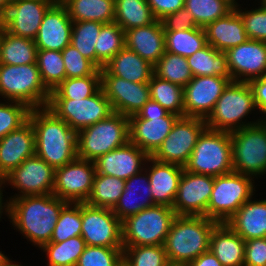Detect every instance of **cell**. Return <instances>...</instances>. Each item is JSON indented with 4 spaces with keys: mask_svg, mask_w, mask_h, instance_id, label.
Segmentation results:
<instances>
[{
    "mask_svg": "<svg viewBox=\"0 0 266 266\" xmlns=\"http://www.w3.org/2000/svg\"><path fill=\"white\" fill-rule=\"evenodd\" d=\"M4 180L20 190L15 197L52 194L55 169L36 154L28 157L20 166L11 170Z\"/></svg>",
    "mask_w": 266,
    "mask_h": 266,
    "instance_id": "obj_15",
    "label": "cell"
},
{
    "mask_svg": "<svg viewBox=\"0 0 266 266\" xmlns=\"http://www.w3.org/2000/svg\"><path fill=\"white\" fill-rule=\"evenodd\" d=\"M95 173L93 161L77 157L55 169L52 194L69 203H85L90 196Z\"/></svg>",
    "mask_w": 266,
    "mask_h": 266,
    "instance_id": "obj_14",
    "label": "cell"
},
{
    "mask_svg": "<svg viewBox=\"0 0 266 266\" xmlns=\"http://www.w3.org/2000/svg\"><path fill=\"white\" fill-rule=\"evenodd\" d=\"M35 155V131L28 119L23 125L0 139V177Z\"/></svg>",
    "mask_w": 266,
    "mask_h": 266,
    "instance_id": "obj_24",
    "label": "cell"
},
{
    "mask_svg": "<svg viewBox=\"0 0 266 266\" xmlns=\"http://www.w3.org/2000/svg\"><path fill=\"white\" fill-rule=\"evenodd\" d=\"M38 48L34 40L18 37L0 25V64L26 65L36 63Z\"/></svg>",
    "mask_w": 266,
    "mask_h": 266,
    "instance_id": "obj_32",
    "label": "cell"
},
{
    "mask_svg": "<svg viewBox=\"0 0 266 266\" xmlns=\"http://www.w3.org/2000/svg\"><path fill=\"white\" fill-rule=\"evenodd\" d=\"M86 246L81 236H75L60 243H46L41 250L47 254L48 266H76Z\"/></svg>",
    "mask_w": 266,
    "mask_h": 266,
    "instance_id": "obj_41",
    "label": "cell"
},
{
    "mask_svg": "<svg viewBox=\"0 0 266 266\" xmlns=\"http://www.w3.org/2000/svg\"><path fill=\"white\" fill-rule=\"evenodd\" d=\"M101 88L100 69L86 77L65 78L51 91L50 99H83L94 95Z\"/></svg>",
    "mask_w": 266,
    "mask_h": 266,
    "instance_id": "obj_40",
    "label": "cell"
},
{
    "mask_svg": "<svg viewBox=\"0 0 266 266\" xmlns=\"http://www.w3.org/2000/svg\"><path fill=\"white\" fill-rule=\"evenodd\" d=\"M165 266H187V265L186 264H182V263L168 262Z\"/></svg>",
    "mask_w": 266,
    "mask_h": 266,
    "instance_id": "obj_62",
    "label": "cell"
},
{
    "mask_svg": "<svg viewBox=\"0 0 266 266\" xmlns=\"http://www.w3.org/2000/svg\"><path fill=\"white\" fill-rule=\"evenodd\" d=\"M233 81L247 82L266 76V42L247 39L226 51ZM244 77V78H243Z\"/></svg>",
    "mask_w": 266,
    "mask_h": 266,
    "instance_id": "obj_20",
    "label": "cell"
},
{
    "mask_svg": "<svg viewBox=\"0 0 266 266\" xmlns=\"http://www.w3.org/2000/svg\"><path fill=\"white\" fill-rule=\"evenodd\" d=\"M72 25L66 7L56 1L45 13L34 39L38 50L62 51L70 44Z\"/></svg>",
    "mask_w": 266,
    "mask_h": 266,
    "instance_id": "obj_23",
    "label": "cell"
},
{
    "mask_svg": "<svg viewBox=\"0 0 266 266\" xmlns=\"http://www.w3.org/2000/svg\"><path fill=\"white\" fill-rule=\"evenodd\" d=\"M124 47L125 31L116 22L103 24L95 44L96 66L102 69Z\"/></svg>",
    "mask_w": 266,
    "mask_h": 266,
    "instance_id": "obj_39",
    "label": "cell"
},
{
    "mask_svg": "<svg viewBox=\"0 0 266 266\" xmlns=\"http://www.w3.org/2000/svg\"><path fill=\"white\" fill-rule=\"evenodd\" d=\"M168 262L163 245L123 247V266H165Z\"/></svg>",
    "mask_w": 266,
    "mask_h": 266,
    "instance_id": "obj_47",
    "label": "cell"
},
{
    "mask_svg": "<svg viewBox=\"0 0 266 266\" xmlns=\"http://www.w3.org/2000/svg\"><path fill=\"white\" fill-rule=\"evenodd\" d=\"M72 21L112 23L115 19L114 0H60Z\"/></svg>",
    "mask_w": 266,
    "mask_h": 266,
    "instance_id": "obj_33",
    "label": "cell"
},
{
    "mask_svg": "<svg viewBox=\"0 0 266 266\" xmlns=\"http://www.w3.org/2000/svg\"><path fill=\"white\" fill-rule=\"evenodd\" d=\"M180 116L129 117V141L152 156Z\"/></svg>",
    "mask_w": 266,
    "mask_h": 266,
    "instance_id": "obj_21",
    "label": "cell"
},
{
    "mask_svg": "<svg viewBox=\"0 0 266 266\" xmlns=\"http://www.w3.org/2000/svg\"><path fill=\"white\" fill-rule=\"evenodd\" d=\"M5 180H4V177H0V218H1V215H2V213L4 212L3 210H4V208H5V213H7V216L8 215H10V201L8 202V201H6L7 203H3V199H2V197H3V189H2V185L4 184L5 185ZM4 206H3V205Z\"/></svg>",
    "mask_w": 266,
    "mask_h": 266,
    "instance_id": "obj_58",
    "label": "cell"
},
{
    "mask_svg": "<svg viewBox=\"0 0 266 266\" xmlns=\"http://www.w3.org/2000/svg\"><path fill=\"white\" fill-rule=\"evenodd\" d=\"M187 266H223L219 260L215 257L212 251H208L201 254L196 259L192 260Z\"/></svg>",
    "mask_w": 266,
    "mask_h": 266,
    "instance_id": "obj_57",
    "label": "cell"
},
{
    "mask_svg": "<svg viewBox=\"0 0 266 266\" xmlns=\"http://www.w3.org/2000/svg\"><path fill=\"white\" fill-rule=\"evenodd\" d=\"M81 228V203L68 202L60 212L50 242L60 243L71 237L81 236Z\"/></svg>",
    "mask_w": 266,
    "mask_h": 266,
    "instance_id": "obj_46",
    "label": "cell"
},
{
    "mask_svg": "<svg viewBox=\"0 0 266 266\" xmlns=\"http://www.w3.org/2000/svg\"><path fill=\"white\" fill-rule=\"evenodd\" d=\"M154 74L183 88L193 78L187 59L167 51L154 65Z\"/></svg>",
    "mask_w": 266,
    "mask_h": 266,
    "instance_id": "obj_43",
    "label": "cell"
},
{
    "mask_svg": "<svg viewBox=\"0 0 266 266\" xmlns=\"http://www.w3.org/2000/svg\"><path fill=\"white\" fill-rule=\"evenodd\" d=\"M164 30H187L197 28L193 14L185 7L167 15L161 20Z\"/></svg>",
    "mask_w": 266,
    "mask_h": 266,
    "instance_id": "obj_53",
    "label": "cell"
},
{
    "mask_svg": "<svg viewBox=\"0 0 266 266\" xmlns=\"http://www.w3.org/2000/svg\"><path fill=\"white\" fill-rule=\"evenodd\" d=\"M169 113L158 102L149 99L144 106L135 114L130 117H155L166 116Z\"/></svg>",
    "mask_w": 266,
    "mask_h": 266,
    "instance_id": "obj_56",
    "label": "cell"
},
{
    "mask_svg": "<svg viewBox=\"0 0 266 266\" xmlns=\"http://www.w3.org/2000/svg\"><path fill=\"white\" fill-rule=\"evenodd\" d=\"M219 222L205 216L177 215L164 242L169 262L188 264L210 249V237Z\"/></svg>",
    "mask_w": 266,
    "mask_h": 266,
    "instance_id": "obj_3",
    "label": "cell"
},
{
    "mask_svg": "<svg viewBox=\"0 0 266 266\" xmlns=\"http://www.w3.org/2000/svg\"><path fill=\"white\" fill-rule=\"evenodd\" d=\"M254 177L238 172L214 177L206 217L219 223H226L248 200L253 199Z\"/></svg>",
    "mask_w": 266,
    "mask_h": 266,
    "instance_id": "obj_9",
    "label": "cell"
},
{
    "mask_svg": "<svg viewBox=\"0 0 266 266\" xmlns=\"http://www.w3.org/2000/svg\"><path fill=\"white\" fill-rule=\"evenodd\" d=\"M12 225L41 248L49 243L62 208L68 203L53 194L9 199Z\"/></svg>",
    "mask_w": 266,
    "mask_h": 266,
    "instance_id": "obj_1",
    "label": "cell"
},
{
    "mask_svg": "<svg viewBox=\"0 0 266 266\" xmlns=\"http://www.w3.org/2000/svg\"><path fill=\"white\" fill-rule=\"evenodd\" d=\"M186 59L193 77L209 75L232 78L226 52L218 51L209 44Z\"/></svg>",
    "mask_w": 266,
    "mask_h": 266,
    "instance_id": "obj_34",
    "label": "cell"
},
{
    "mask_svg": "<svg viewBox=\"0 0 266 266\" xmlns=\"http://www.w3.org/2000/svg\"><path fill=\"white\" fill-rule=\"evenodd\" d=\"M129 141V117L112 113L101 120L77 132V157L95 161Z\"/></svg>",
    "mask_w": 266,
    "mask_h": 266,
    "instance_id": "obj_6",
    "label": "cell"
},
{
    "mask_svg": "<svg viewBox=\"0 0 266 266\" xmlns=\"http://www.w3.org/2000/svg\"><path fill=\"white\" fill-rule=\"evenodd\" d=\"M101 88L113 112L135 115L150 99L148 83H135L112 74H101Z\"/></svg>",
    "mask_w": 266,
    "mask_h": 266,
    "instance_id": "obj_19",
    "label": "cell"
},
{
    "mask_svg": "<svg viewBox=\"0 0 266 266\" xmlns=\"http://www.w3.org/2000/svg\"><path fill=\"white\" fill-rule=\"evenodd\" d=\"M214 177L182 172L172 209L176 215L205 216L213 190Z\"/></svg>",
    "mask_w": 266,
    "mask_h": 266,
    "instance_id": "obj_18",
    "label": "cell"
},
{
    "mask_svg": "<svg viewBox=\"0 0 266 266\" xmlns=\"http://www.w3.org/2000/svg\"><path fill=\"white\" fill-rule=\"evenodd\" d=\"M260 4H266V0H260Z\"/></svg>",
    "mask_w": 266,
    "mask_h": 266,
    "instance_id": "obj_64",
    "label": "cell"
},
{
    "mask_svg": "<svg viewBox=\"0 0 266 266\" xmlns=\"http://www.w3.org/2000/svg\"><path fill=\"white\" fill-rule=\"evenodd\" d=\"M184 169L212 177L232 172L230 132L206 128L200 135Z\"/></svg>",
    "mask_w": 266,
    "mask_h": 266,
    "instance_id": "obj_5",
    "label": "cell"
},
{
    "mask_svg": "<svg viewBox=\"0 0 266 266\" xmlns=\"http://www.w3.org/2000/svg\"><path fill=\"white\" fill-rule=\"evenodd\" d=\"M255 109L257 108L254 94L249 83L231 81L217 100L212 113L205 120L207 128L232 132L256 124L261 120L242 122V119Z\"/></svg>",
    "mask_w": 266,
    "mask_h": 266,
    "instance_id": "obj_7",
    "label": "cell"
},
{
    "mask_svg": "<svg viewBox=\"0 0 266 266\" xmlns=\"http://www.w3.org/2000/svg\"><path fill=\"white\" fill-rule=\"evenodd\" d=\"M204 30L207 44L221 52H226L248 39L243 20L235 8L226 16L208 24Z\"/></svg>",
    "mask_w": 266,
    "mask_h": 266,
    "instance_id": "obj_28",
    "label": "cell"
},
{
    "mask_svg": "<svg viewBox=\"0 0 266 266\" xmlns=\"http://www.w3.org/2000/svg\"><path fill=\"white\" fill-rule=\"evenodd\" d=\"M210 250L223 266H243L245 240L227 223H218L210 237Z\"/></svg>",
    "mask_w": 266,
    "mask_h": 266,
    "instance_id": "obj_30",
    "label": "cell"
},
{
    "mask_svg": "<svg viewBox=\"0 0 266 266\" xmlns=\"http://www.w3.org/2000/svg\"><path fill=\"white\" fill-rule=\"evenodd\" d=\"M164 36L165 50L185 58L207 45L205 30L201 27L178 31L164 30Z\"/></svg>",
    "mask_w": 266,
    "mask_h": 266,
    "instance_id": "obj_37",
    "label": "cell"
},
{
    "mask_svg": "<svg viewBox=\"0 0 266 266\" xmlns=\"http://www.w3.org/2000/svg\"><path fill=\"white\" fill-rule=\"evenodd\" d=\"M207 128L205 119L179 117L162 145L151 156L156 161L185 166L202 132Z\"/></svg>",
    "mask_w": 266,
    "mask_h": 266,
    "instance_id": "obj_12",
    "label": "cell"
},
{
    "mask_svg": "<svg viewBox=\"0 0 266 266\" xmlns=\"http://www.w3.org/2000/svg\"><path fill=\"white\" fill-rule=\"evenodd\" d=\"M147 3L154 17L159 21L185 7V0H147Z\"/></svg>",
    "mask_w": 266,
    "mask_h": 266,
    "instance_id": "obj_54",
    "label": "cell"
},
{
    "mask_svg": "<svg viewBox=\"0 0 266 266\" xmlns=\"http://www.w3.org/2000/svg\"><path fill=\"white\" fill-rule=\"evenodd\" d=\"M36 63L42 81L50 91L66 78L61 51L38 50Z\"/></svg>",
    "mask_w": 266,
    "mask_h": 266,
    "instance_id": "obj_45",
    "label": "cell"
},
{
    "mask_svg": "<svg viewBox=\"0 0 266 266\" xmlns=\"http://www.w3.org/2000/svg\"><path fill=\"white\" fill-rule=\"evenodd\" d=\"M56 0H13L0 25L10 34L34 40L47 10Z\"/></svg>",
    "mask_w": 266,
    "mask_h": 266,
    "instance_id": "obj_17",
    "label": "cell"
},
{
    "mask_svg": "<svg viewBox=\"0 0 266 266\" xmlns=\"http://www.w3.org/2000/svg\"><path fill=\"white\" fill-rule=\"evenodd\" d=\"M47 108L76 132L107 119L114 113L102 88L88 98L49 99Z\"/></svg>",
    "mask_w": 266,
    "mask_h": 266,
    "instance_id": "obj_11",
    "label": "cell"
},
{
    "mask_svg": "<svg viewBox=\"0 0 266 266\" xmlns=\"http://www.w3.org/2000/svg\"><path fill=\"white\" fill-rule=\"evenodd\" d=\"M235 3V0H185V8L193 14L197 26L205 28L231 12Z\"/></svg>",
    "mask_w": 266,
    "mask_h": 266,
    "instance_id": "obj_42",
    "label": "cell"
},
{
    "mask_svg": "<svg viewBox=\"0 0 266 266\" xmlns=\"http://www.w3.org/2000/svg\"><path fill=\"white\" fill-rule=\"evenodd\" d=\"M149 157L146 152L128 141L125 145L101 155L93 162L96 173L127 180L144 171L143 163L147 162Z\"/></svg>",
    "mask_w": 266,
    "mask_h": 266,
    "instance_id": "obj_22",
    "label": "cell"
},
{
    "mask_svg": "<svg viewBox=\"0 0 266 266\" xmlns=\"http://www.w3.org/2000/svg\"><path fill=\"white\" fill-rule=\"evenodd\" d=\"M100 71L131 82L148 83L154 74V66L125 46Z\"/></svg>",
    "mask_w": 266,
    "mask_h": 266,
    "instance_id": "obj_29",
    "label": "cell"
},
{
    "mask_svg": "<svg viewBox=\"0 0 266 266\" xmlns=\"http://www.w3.org/2000/svg\"><path fill=\"white\" fill-rule=\"evenodd\" d=\"M238 5L239 4L236 2L234 8L238 11L243 20L248 39L266 42V4H261V6L257 9L255 8V10H245V12L239 9L241 7Z\"/></svg>",
    "mask_w": 266,
    "mask_h": 266,
    "instance_id": "obj_51",
    "label": "cell"
},
{
    "mask_svg": "<svg viewBox=\"0 0 266 266\" xmlns=\"http://www.w3.org/2000/svg\"><path fill=\"white\" fill-rule=\"evenodd\" d=\"M125 189V180L95 173L92 190L86 204L113 209Z\"/></svg>",
    "mask_w": 266,
    "mask_h": 266,
    "instance_id": "obj_36",
    "label": "cell"
},
{
    "mask_svg": "<svg viewBox=\"0 0 266 266\" xmlns=\"http://www.w3.org/2000/svg\"><path fill=\"white\" fill-rule=\"evenodd\" d=\"M249 85L254 94L256 108L266 114V76L251 80Z\"/></svg>",
    "mask_w": 266,
    "mask_h": 266,
    "instance_id": "obj_55",
    "label": "cell"
},
{
    "mask_svg": "<svg viewBox=\"0 0 266 266\" xmlns=\"http://www.w3.org/2000/svg\"><path fill=\"white\" fill-rule=\"evenodd\" d=\"M125 46L154 66L166 51L162 22L126 30Z\"/></svg>",
    "mask_w": 266,
    "mask_h": 266,
    "instance_id": "obj_26",
    "label": "cell"
},
{
    "mask_svg": "<svg viewBox=\"0 0 266 266\" xmlns=\"http://www.w3.org/2000/svg\"><path fill=\"white\" fill-rule=\"evenodd\" d=\"M176 213L171 207L153 205L122 221L123 247L164 245Z\"/></svg>",
    "mask_w": 266,
    "mask_h": 266,
    "instance_id": "obj_8",
    "label": "cell"
},
{
    "mask_svg": "<svg viewBox=\"0 0 266 266\" xmlns=\"http://www.w3.org/2000/svg\"><path fill=\"white\" fill-rule=\"evenodd\" d=\"M13 0H0V19L6 14Z\"/></svg>",
    "mask_w": 266,
    "mask_h": 266,
    "instance_id": "obj_59",
    "label": "cell"
},
{
    "mask_svg": "<svg viewBox=\"0 0 266 266\" xmlns=\"http://www.w3.org/2000/svg\"><path fill=\"white\" fill-rule=\"evenodd\" d=\"M35 154L54 169L77 158V132L47 107L31 109Z\"/></svg>",
    "mask_w": 266,
    "mask_h": 266,
    "instance_id": "obj_2",
    "label": "cell"
},
{
    "mask_svg": "<svg viewBox=\"0 0 266 266\" xmlns=\"http://www.w3.org/2000/svg\"><path fill=\"white\" fill-rule=\"evenodd\" d=\"M232 78L196 76L183 88L184 116L207 119Z\"/></svg>",
    "mask_w": 266,
    "mask_h": 266,
    "instance_id": "obj_16",
    "label": "cell"
},
{
    "mask_svg": "<svg viewBox=\"0 0 266 266\" xmlns=\"http://www.w3.org/2000/svg\"><path fill=\"white\" fill-rule=\"evenodd\" d=\"M51 91L42 81L37 63L0 64V96L26 104L30 109L48 106Z\"/></svg>",
    "mask_w": 266,
    "mask_h": 266,
    "instance_id": "obj_4",
    "label": "cell"
},
{
    "mask_svg": "<svg viewBox=\"0 0 266 266\" xmlns=\"http://www.w3.org/2000/svg\"><path fill=\"white\" fill-rule=\"evenodd\" d=\"M146 169L144 168V174H142L143 171H140L125 180V189L116 206L112 209L121 221L139 213L145 208L155 205L151 196V185ZM140 198L143 199L140 200Z\"/></svg>",
    "mask_w": 266,
    "mask_h": 266,
    "instance_id": "obj_27",
    "label": "cell"
},
{
    "mask_svg": "<svg viewBox=\"0 0 266 266\" xmlns=\"http://www.w3.org/2000/svg\"><path fill=\"white\" fill-rule=\"evenodd\" d=\"M9 258L0 251V266H2Z\"/></svg>",
    "mask_w": 266,
    "mask_h": 266,
    "instance_id": "obj_60",
    "label": "cell"
},
{
    "mask_svg": "<svg viewBox=\"0 0 266 266\" xmlns=\"http://www.w3.org/2000/svg\"><path fill=\"white\" fill-rule=\"evenodd\" d=\"M81 237L87 246L123 248L122 221L112 209L81 203Z\"/></svg>",
    "mask_w": 266,
    "mask_h": 266,
    "instance_id": "obj_13",
    "label": "cell"
},
{
    "mask_svg": "<svg viewBox=\"0 0 266 266\" xmlns=\"http://www.w3.org/2000/svg\"><path fill=\"white\" fill-rule=\"evenodd\" d=\"M148 162H151V168L147 169V171L149 170L147 174L153 203L172 208L184 167L156 161L151 156L148 158L147 164Z\"/></svg>",
    "mask_w": 266,
    "mask_h": 266,
    "instance_id": "obj_25",
    "label": "cell"
},
{
    "mask_svg": "<svg viewBox=\"0 0 266 266\" xmlns=\"http://www.w3.org/2000/svg\"><path fill=\"white\" fill-rule=\"evenodd\" d=\"M261 121L266 125V115H265V118L264 119H263V116H262Z\"/></svg>",
    "mask_w": 266,
    "mask_h": 266,
    "instance_id": "obj_63",
    "label": "cell"
},
{
    "mask_svg": "<svg viewBox=\"0 0 266 266\" xmlns=\"http://www.w3.org/2000/svg\"><path fill=\"white\" fill-rule=\"evenodd\" d=\"M230 134L233 171L252 177L266 174V125L260 121Z\"/></svg>",
    "mask_w": 266,
    "mask_h": 266,
    "instance_id": "obj_10",
    "label": "cell"
},
{
    "mask_svg": "<svg viewBox=\"0 0 266 266\" xmlns=\"http://www.w3.org/2000/svg\"><path fill=\"white\" fill-rule=\"evenodd\" d=\"M2 266H23V265H19L16 262L13 264V261L8 259Z\"/></svg>",
    "mask_w": 266,
    "mask_h": 266,
    "instance_id": "obj_61",
    "label": "cell"
},
{
    "mask_svg": "<svg viewBox=\"0 0 266 266\" xmlns=\"http://www.w3.org/2000/svg\"><path fill=\"white\" fill-rule=\"evenodd\" d=\"M150 99L158 102L170 113L180 117L184 116V90L183 87L161 79L153 74L148 82Z\"/></svg>",
    "mask_w": 266,
    "mask_h": 266,
    "instance_id": "obj_38",
    "label": "cell"
},
{
    "mask_svg": "<svg viewBox=\"0 0 266 266\" xmlns=\"http://www.w3.org/2000/svg\"><path fill=\"white\" fill-rule=\"evenodd\" d=\"M65 66L66 78L86 77L94 75L99 68L89 59L84 57L71 44L61 51Z\"/></svg>",
    "mask_w": 266,
    "mask_h": 266,
    "instance_id": "obj_50",
    "label": "cell"
},
{
    "mask_svg": "<svg viewBox=\"0 0 266 266\" xmlns=\"http://www.w3.org/2000/svg\"><path fill=\"white\" fill-rule=\"evenodd\" d=\"M76 266H123V248L86 246Z\"/></svg>",
    "mask_w": 266,
    "mask_h": 266,
    "instance_id": "obj_48",
    "label": "cell"
},
{
    "mask_svg": "<svg viewBox=\"0 0 266 266\" xmlns=\"http://www.w3.org/2000/svg\"><path fill=\"white\" fill-rule=\"evenodd\" d=\"M243 266H266V237L245 241Z\"/></svg>",
    "mask_w": 266,
    "mask_h": 266,
    "instance_id": "obj_52",
    "label": "cell"
},
{
    "mask_svg": "<svg viewBox=\"0 0 266 266\" xmlns=\"http://www.w3.org/2000/svg\"><path fill=\"white\" fill-rule=\"evenodd\" d=\"M115 19L124 31L156 21L147 0H114Z\"/></svg>",
    "mask_w": 266,
    "mask_h": 266,
    "instance_id": "obj_35",
    "label": "cell"
},
{
    "mask_svg": "<svg viewBox=\"0 0 266 266\" xmlns=\"http://www.w3.org/2000/svg\"><path fill=\"white\" fill-rule=\"evenodd\" d=\"M103 23L73 21L70 44L96 65L95 44Z\"/></svg>",
    "mask_w": 266,
    "mask_h": 266,
    "instance_id": "obj_44",
    "label": "cell"
},
{
    "mask_svg": "<svg viewBox=\"0 0 266 266\" xmlns=\"http://www.w3.org/2000/svg\"><path fill=\"white\" fill-rule=\"evenodd\" d=\"M226 223L245 241L266 237V199L246 201Z\"/></svg>",
    "mask_w": 266,
    "mask_h": 266,
    "instance_id": "obj_31",
    "label": "cell"
},
{
    "mask_svg": "<svg viewBox=\"0 0 266 266\" xmlns=\"http://www.w3.org/2000/svg\"><path fill=\"white\" fill-rule=\"evenodd\" d=\"M30 110L26 104L17 101L0 103V139L23 125Z\"/></svg>",
    "mask_w": 266,
    "mask_h": 266,
    "instance_id": "obj_49",
    "label": "cell"
}]
</instances>
